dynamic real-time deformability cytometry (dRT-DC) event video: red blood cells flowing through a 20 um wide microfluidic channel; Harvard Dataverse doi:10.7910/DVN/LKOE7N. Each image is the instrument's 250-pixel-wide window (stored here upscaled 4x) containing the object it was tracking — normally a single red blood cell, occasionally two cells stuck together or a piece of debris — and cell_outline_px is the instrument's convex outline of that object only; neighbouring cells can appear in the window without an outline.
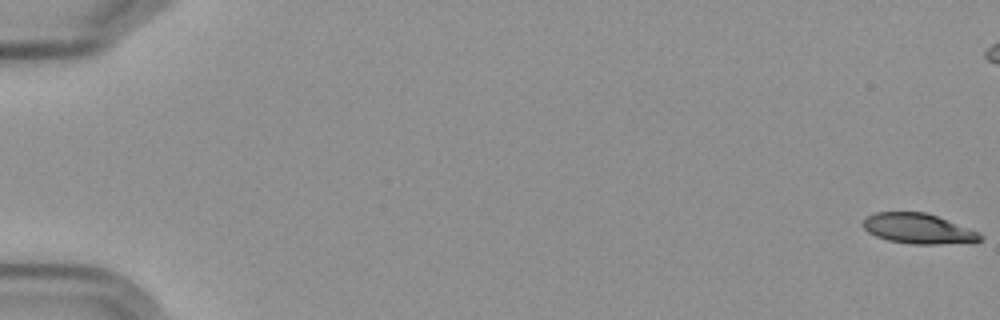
{"species": "Egyptian fruit bat (a non-hibernating species)", "species_latin": "Rousettus aegyptiacus", "temperature_condition": "cold", "stored_images_in_passage": 5, "camera_frame_rate_fps": 3000, "um_per_image_px": 0.085, "frame": {"image": 1, "passage_image": 1, "time_ms": 0.0, "image_size_px": [1000, 320], "cell_outline_px": [[984, 236], [976, 244], [912, 244], [888, 240], [876, 236], [868, 232], [864, 228], [864, 220], [868, 216], [876, 212], [924, 212], [936, 216], [980, 232]], "centroid_in_image_um": [78.14, 19.46], "position_along_channel_um": 6.9, "area_um2": 20.75}}